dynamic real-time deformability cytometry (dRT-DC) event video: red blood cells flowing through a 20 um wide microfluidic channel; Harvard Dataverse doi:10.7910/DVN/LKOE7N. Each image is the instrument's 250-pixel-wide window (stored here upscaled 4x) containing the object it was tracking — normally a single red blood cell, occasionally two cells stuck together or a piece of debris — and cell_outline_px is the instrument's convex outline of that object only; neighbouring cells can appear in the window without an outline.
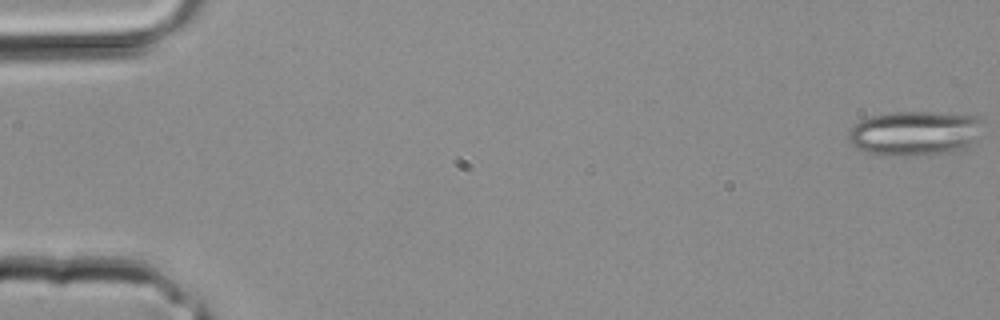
{"species": "common noctule bat (a hibernating species)", "species_latin": "Nyctalus noctula", "temperature_condition": "room temperature", "stored_images_in_passage": 3, "camera_frame_rate_fps": 3000, "um_per_image_px": 0.085, "animal": {"sex": "male", "body_mass_g": 20.4}, "frame": {"image": 1, "passage_image": 1, "time_ms": 0.0, "image_size_px": [1000, 320], "cell_outline_px": [[980, 120], [976, 140], [964, 148], [952, 152], [928, 156], [884, 156], [864, 152], [856, 148], [848, 140], [848, 132], [860, 120], [872, 116], [892, 112], [936, 112], [976, 116]], "centroid_in_image_um": [77.7, 11.36], "position_along_channel_um": 7.3, "area_um2": 35.2}}